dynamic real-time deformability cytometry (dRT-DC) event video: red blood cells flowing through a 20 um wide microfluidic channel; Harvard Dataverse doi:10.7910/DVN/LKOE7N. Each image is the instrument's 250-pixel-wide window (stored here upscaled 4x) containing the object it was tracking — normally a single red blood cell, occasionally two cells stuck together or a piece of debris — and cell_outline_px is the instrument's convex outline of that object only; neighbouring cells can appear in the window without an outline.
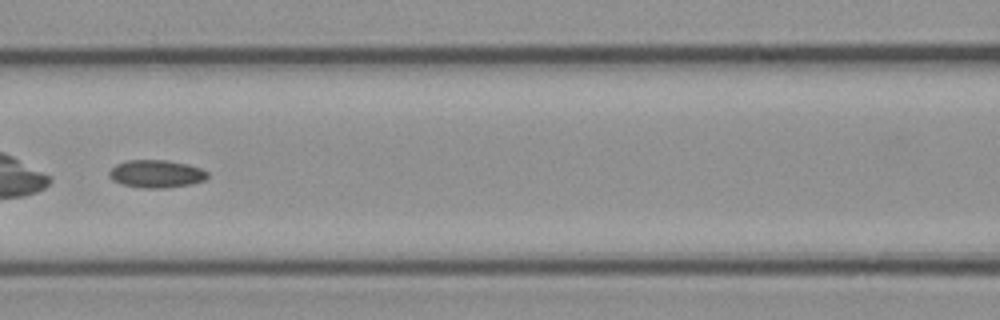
{"species": "common noctule bat (a hibernating species)", "species_latin": "Nyctalus noctula", "temperature_condition": "cold", "stored_images_in_passage": 51, "camera_frame_rate_fps": 3000, "um_per_image_px": 0.085, "animal": {"sex": "female", "body_mass_g": 21.9}, "frame": {"image": 1, "passage_image": 23, "time_ms": 7.333, "image_size_px": [1000, 320], "cell_outline_px": [[208, 176], [204, 180], [192, 184], [164, 188], [140, 188], [124, 184], [112, 180], [108, 176], [108, 172], [116, 164], [128, 160], [168, 160], [188, 164], [200, 168], [208, 172]], "centroid_in_image_um": [13.28, 14.77], "position_along_channel_um": 153.3, "area_um2": 15.95}}
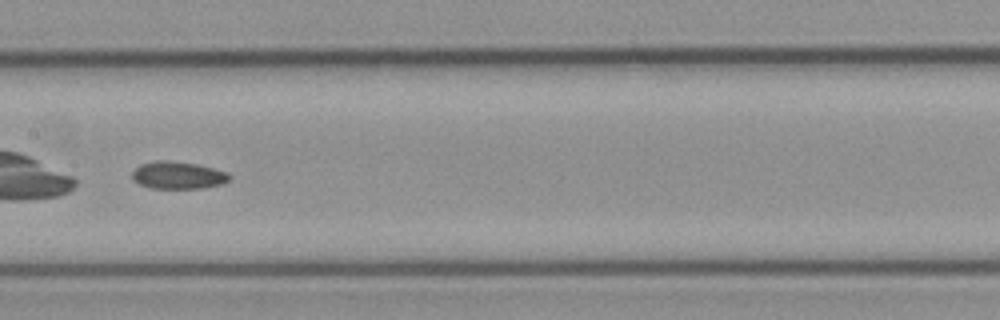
{"frame": {"image": 2, "passage_image": 26, "time_ms": 8.333, "image_size_px": [1000, 320], "cell_outline_px": [[232, 176], [224, 184], [200, 188], [148, 188], [132, 180], [132, 172], [140, 164], [156, 160], [168, 160], [196, 164], [228, 172]], "centroid_in_image_um": [15.12, 14.89], "position_along_channel_um": 192.3, "area_um2": 15.61}}
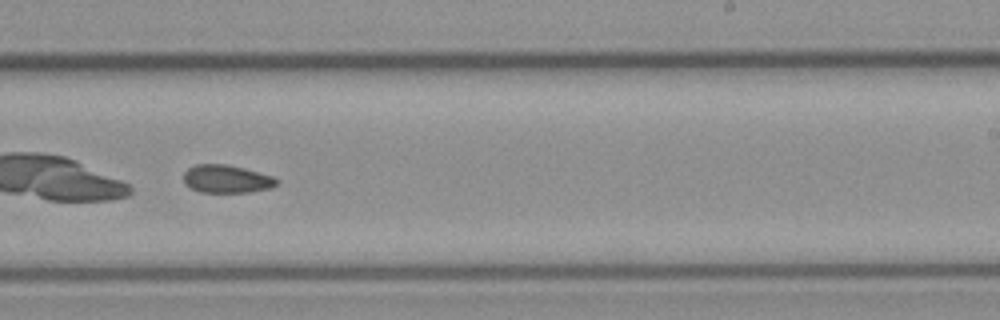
{"frame": {"image": 3, "passage_image": 32, "time_ms": 10.333, "image_size_px": [1000, 320], "cell_outline_px": [[280, 180], [272, 188], [248, 192], [200, 192], [184, 184], [184, 172], [188, 168], [196, 164], [224, 164], [244, 168], [272, 176]], "centroid_in_image_um": [19.26, 15.21], "position_along_channel_um": 269.7, "area_um2": 15.14}, "authors_computed_cell_mechanics": {"area_um2": 16.6464, "velocity_mm_per_s": 3.8927, "shape_relaxation_time_tau1_ms": 11.252, "shape_relaxation_time_tau2_ms": 9.5766, "deformation_change_tau1": 0.1457, "deformation_change_tau2": 0.157}}